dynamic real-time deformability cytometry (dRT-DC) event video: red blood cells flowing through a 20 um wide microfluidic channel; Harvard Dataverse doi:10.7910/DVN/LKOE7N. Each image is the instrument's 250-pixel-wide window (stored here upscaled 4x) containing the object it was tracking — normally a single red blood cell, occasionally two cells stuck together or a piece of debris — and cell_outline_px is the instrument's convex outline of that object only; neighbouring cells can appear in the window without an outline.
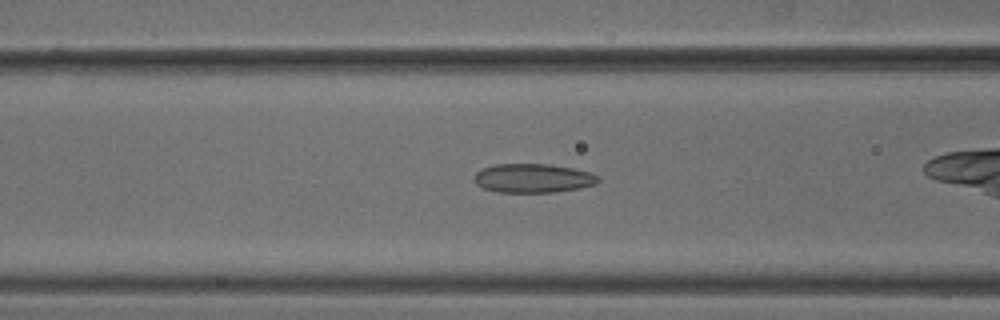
{"species": "common noctule bat (a hibernating species)", "species_latin": "Nyctalus noctula", "temperature_condition": "cold", "stored_images_in_passage": 27, "camera_frame_rate_fps": 3000, "um_per_image_px": 0.085, "animal": {"sex": "male", "body_mass_g": 18.8}, "frame": {"image": 1, "passage_image": 6, "time_ms": 1.667, "image_size_px": [1000, 320], "cell_outline_px": [[600, 180], [596, 184], [580, 188], [556, 192], [496, 192], [484, 188], [476, 184], [472, 180], [476, 172], [484, 168], [496, 164], [548, 164], [572, 168], [592, 172], [600, 176]], "centroid_in_image_um": [45.33, 15.15], "position_along_channel_um": 121.3, "area_um2": 21.1}}
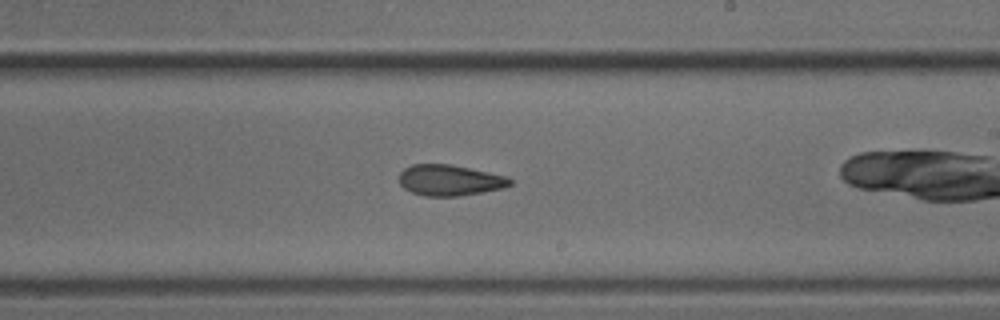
{"frame": {"image": 2, "passage_image": 16, "time_ms": 5.0, "image_size_px": [1000, 320], "cell_outline_px": [[512, 184], [504, 188], [460, 196], [424, 196], [412, 192], [404, 188], [400, 184], [400, 172], [404, 168], [412, 164], [452, 164], [508, 176], [512, 180]], "centroid_in_image_um": [38.25, 15.31], "position_along_channel_um": 250.8, "area_um2": 20.11}}
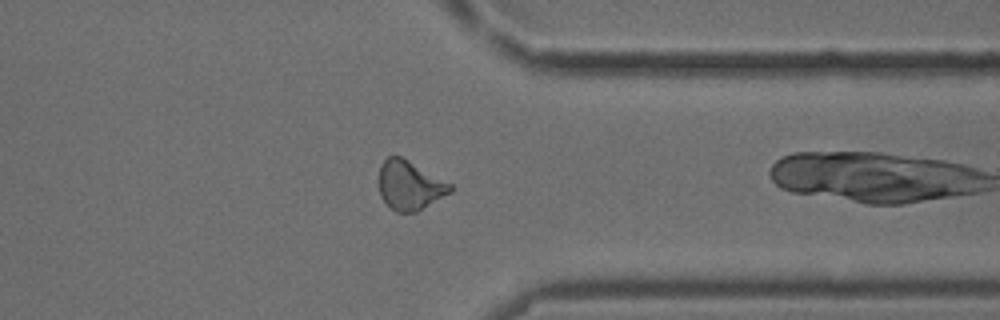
{"frame": {"image": 3, "passage_image": 26, "time_ms": 8.333, "image_size_px": [1000, 320], "cell_outline_px": [[452, 192], [416, 212], [396, 212], [380, 196], [380, 164], [388, 156], [400, 156], [408, 160], [452, 184]], "centroid_in_image_um": [34.84, 15.75], "position_along_channel_um": 376.6, "area_um2": 20.17}}